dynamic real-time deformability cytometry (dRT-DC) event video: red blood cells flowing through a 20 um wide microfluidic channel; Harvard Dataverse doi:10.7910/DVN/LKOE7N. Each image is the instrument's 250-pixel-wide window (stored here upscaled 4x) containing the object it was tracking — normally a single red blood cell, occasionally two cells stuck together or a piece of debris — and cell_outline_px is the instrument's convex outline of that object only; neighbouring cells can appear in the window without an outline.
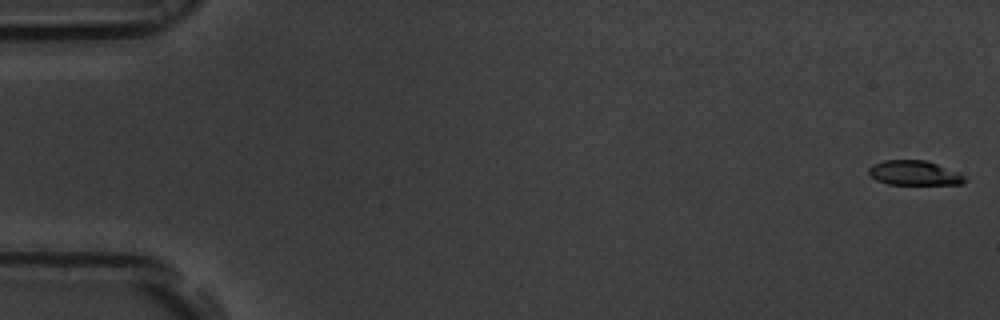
{"species": "common noctule bat (a hibernating species)", "species_latin": "Nyctalus noctula", "temperature_condition": "room temperature", "stored_images_in_passage": 55, "camera_frame_rate_fps": 3000, "um_per_image_px": 0.085, "animal": {"sex": "male", "body_mass_g": 19.5, "forearm_length_mm": 54.6}, "frame": {"image": 1, "passage_image": 1, "time_ms": 0.0, "image_size_px": [1000, 320], "cell_outline_px": [[964, 180], [960, 184], [888, 184], [876, 180], [868, 172], [868, 168], [872, 164], [884, 160], [924, 160], [936, 164], [956, 172], [964, 176]], "centroid_in_image_um": [77.63, 14.7], "position_along_channel_um": 7.4, "area_um2": 13.47}}
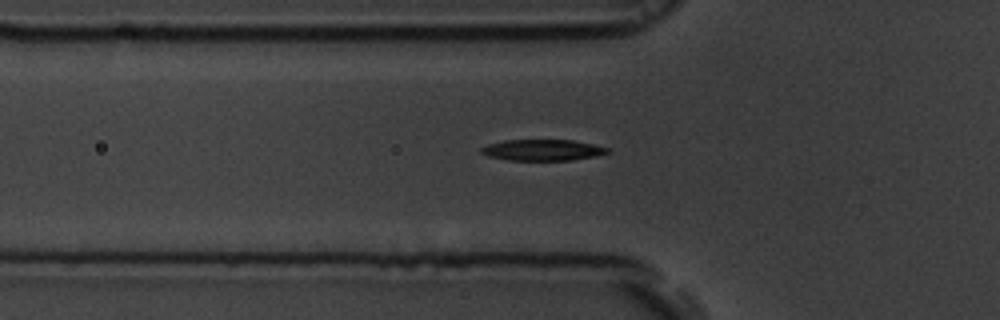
{"frame": {"image": 2, "passage_image": 19, "time_ms": 6.0, "image_size_px": [1000, 320], "cell_outline_px": [[608, 152], [596, 156], [572, 160], [508, 160], [488, 156], [480, 152], [480, 148], [488, 144], [504, 140], [572, 140], [592, 144], [608, 148]], "centroid_in_image_um": [46.08, 12.75], "position_along_channel_um": 79.7, "area_um2": 15.43}}
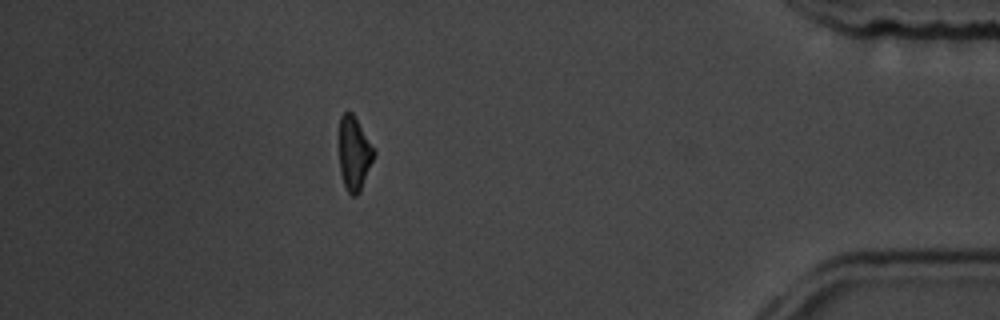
{"frame": {"image": 3, "passage_image": 49, "time_ms": 16.0, "image_size_px": [1000, 320], "cell_outline_px": [[376, 152], [360, 192], [356, 196], [352, 196], [348, 192], [344, 184], [340, 172], [340, 116], [344, 112], [352, 112], [376, 148]], "centroid_in_image_um": [30.13, 13.03], "position_along_channel_um": 405.1, "area_um2": 15.03}, "authors_computed_cell_mechanics": {"area_um2": 15.7216, "velocity_mm_per_s": 3.7217, "shape_relaxation_time_tau1_ms": 3.5356, "shape_relaxation_time_tau2_ms": 3.7421, "deformation_change_tau1": 0.1711, "deformation_change_tau2": 0.1145}}